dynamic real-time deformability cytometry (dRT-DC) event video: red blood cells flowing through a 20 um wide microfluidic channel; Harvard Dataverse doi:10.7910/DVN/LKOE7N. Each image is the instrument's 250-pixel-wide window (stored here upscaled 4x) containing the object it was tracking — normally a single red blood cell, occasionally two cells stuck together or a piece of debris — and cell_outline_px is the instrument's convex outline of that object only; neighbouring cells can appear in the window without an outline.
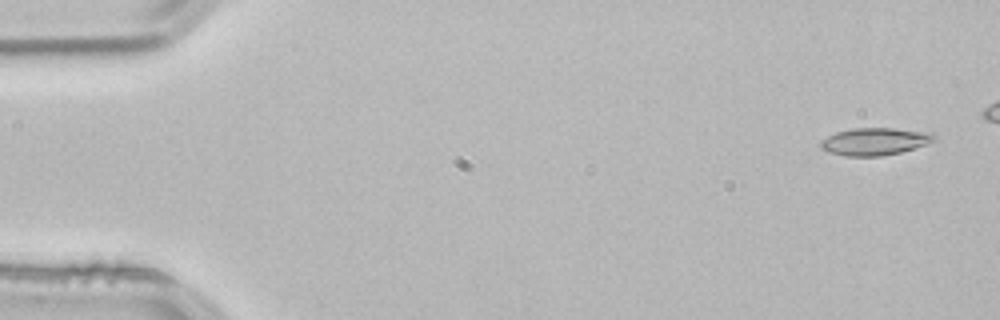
{"species": "common noctule bat (a hibernating species)", "species_latin": "Nyctalus noctula", "temperature_condition": "room temperature", "stored_images_in_passage": 46, "camera_frame_rate_fps": 3000, "um_per_image_px": 0.085, "animal": {"sex": "male", "body_mass_g": 21.5, "forearm_length_mm": 52.0}, "frame": {"image": 1, "passage_image": 2, "time_ms": 0.333, "image_size_px": [1000, 320], "cell_outline_px": [[936, 140], [900, 152], [880, 156], [848, 156], [828, 152], [820, 148], [820, 140], [836, 132], [852, 128], [892, 128], [932, 132], [936, 136]], "centroid_in_image_um": [74.33, 12.01], "position_along_channel_um": 10.7, "area_um2": 18.03}}
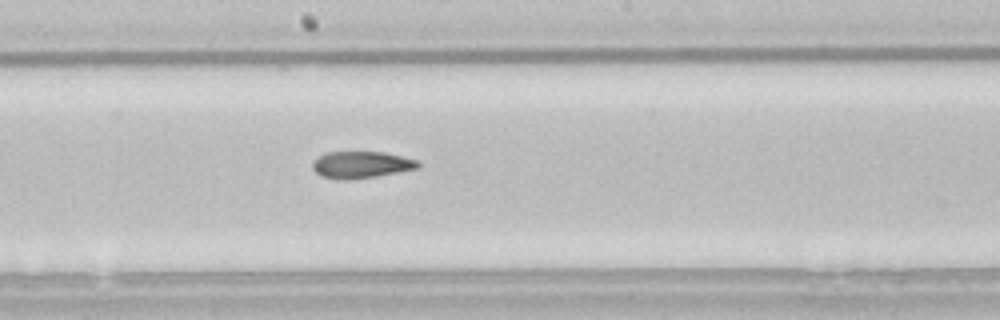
{"frame": {"image": 2, "passage_image": 28, "time_ms": 9.0, "image_size_px": [1000, 320], "cell_outline_px": [[420, 164], [416, 168], [372, 176], [348, 180], [344, 180], [324, 176], [316, 172], [312, 168], [312, 164], [324, 152], [384, 152], [420, 160]], "centroid_in_image_um": [30.7, 13.98], "position_along_channel_um": 217.5, "area_um2": 16.07}}
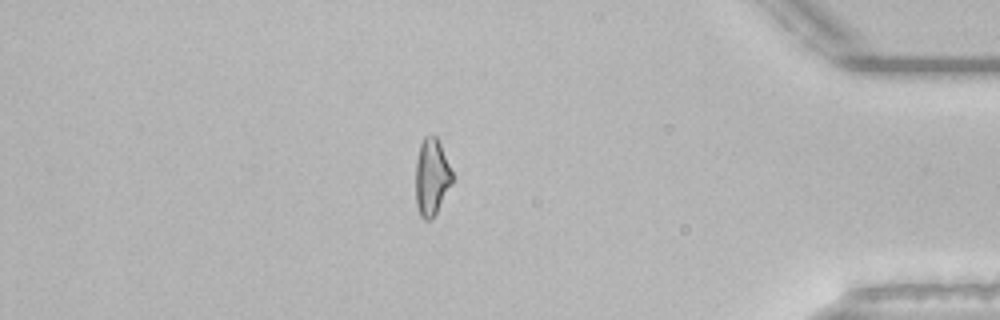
{"frame": {"image": 3, "passage_image": 45, "time_ms": 14.667, "image_size_px": [1000, 320], "cell_outline_px": [[452, 184], [436, 212], [428, 220], [424, 220], [420, 216], [416, 204], [416, 160], [420, 144], [424, 136], [436, 136], [440, 144], [452, 172]], "centroid_in_image_um": [36.67, 15.04], "position_along_channel_um": 398.5, "area_um2": 16.13}}